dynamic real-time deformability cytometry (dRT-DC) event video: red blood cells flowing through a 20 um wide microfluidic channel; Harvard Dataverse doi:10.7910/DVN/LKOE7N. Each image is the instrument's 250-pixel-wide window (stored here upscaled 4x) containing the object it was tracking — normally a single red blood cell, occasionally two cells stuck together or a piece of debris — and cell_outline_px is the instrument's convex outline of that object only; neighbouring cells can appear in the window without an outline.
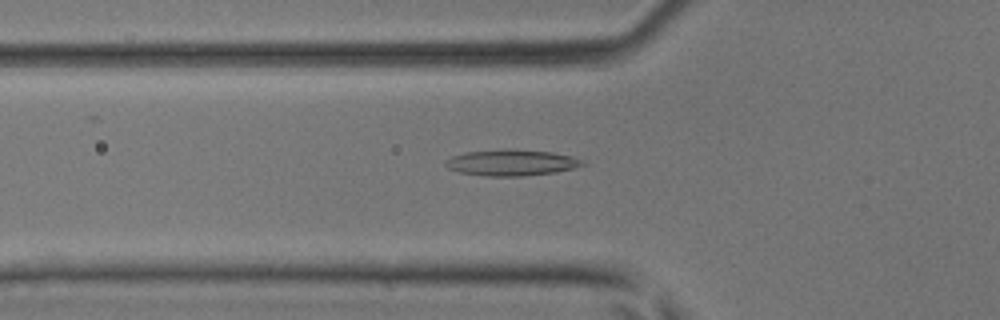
{"species": "common noctule bat (a hibernating species)", "species_latin": "Nyctalus noctula", "temperature_condition": "room temperature", "stored_images_in_passage": 48, "camera_frame_rate_fps": 3000, "um_per_image_px": 0.085, "animal": {"sex": "male", "body_mass_g": 17.9, "forearm_length_mm": 54.2}, "frame": {"image": 1, "passage_image": 17, "time_ms": 5.333, "image_size_px": [1000, 320], "cell_outline_px": [[584, 164], [572, 168], [556, 172], [524, 176], [484, 176], [460, 172], [448, 168], [444, 164], [444, 160], [452, 156], [468, 152], [504, 148], [552, 152], [572, 156], [584, 160]], "centroid_in_image_um": [43.45, 13.82], "position_along_channel_um": 82.3, "area_um2": 20.92}}
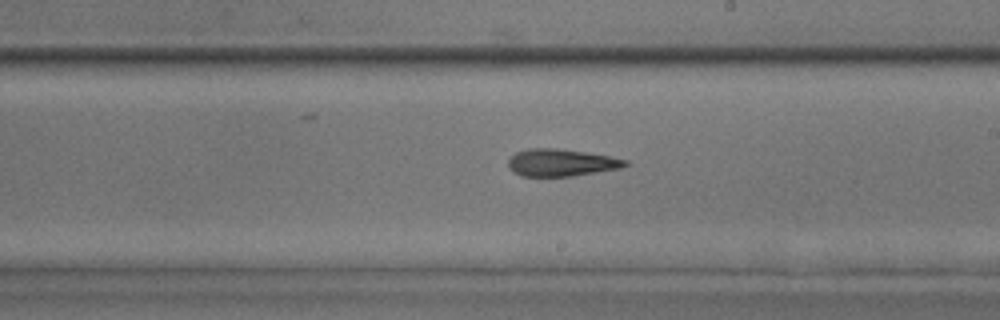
{"frame": {"image": 2, "passage_image": 28, "time_ms": 9.0, "image_size_px": [1000, 320], "cell_outline_px": [[628, 164], [620, 168], [572, 176], [520, 176], [512, 172], [508, 168], [508, 160], [516, 152], [528, 148], [556, 148], [584, 152], [608, 156], [628, 160]], "centroid_in_image_um": [47.65, 13.82], "position_along_channel_um": 241.4, "area_um2": 18.5}}
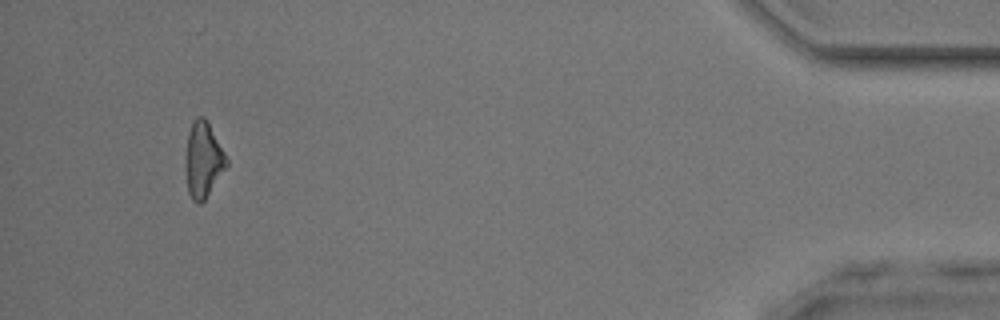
{"frame": {"image": 3, "passage_image": 45, "time_ms": 14.667, "image_size_px": [1000, 320], "cell_outline_px": [[228, 164], [204, 200], [200, 204], [196, 204], [192, 200], [188, 192], [184, 168], [184, 160], [188, 132], [192, 120], [196, 116], [204, 116], [224, 152], [228, 160]], "centroid_in_image_um": [17.22, 13.58], "position_along_channel_um": 418.0, "area_um2": 18.15}}